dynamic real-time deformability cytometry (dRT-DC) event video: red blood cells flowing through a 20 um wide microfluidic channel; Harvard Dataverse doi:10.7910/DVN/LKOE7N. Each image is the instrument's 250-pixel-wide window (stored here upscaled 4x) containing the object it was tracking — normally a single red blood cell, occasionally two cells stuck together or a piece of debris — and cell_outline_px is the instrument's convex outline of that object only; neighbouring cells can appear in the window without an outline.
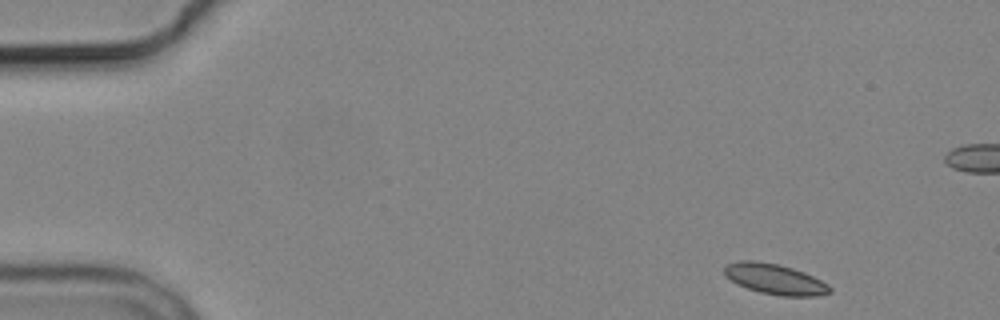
{"species": "common noctule bat (a hibernating species)", "species_latin": "Nyctalus noctula", "temperature_condition": "cold", "stored_images_in_passage": 5, "camera_frame_rate_fps": 3000, "um_per_image_px": 0.085, "animal": {"sex": "male", "body_mass_g": 19.2, "forearm_length_mm": 51.8}, "frame": {"image": 1, "passage_image": 1, "time_ms": 0.0, "image_size_px": [1000, 320], "cell_outline_px": [[832, 292], [820, 296], [780, 296], [760, 292], [736, 284], [724, 276], [724, 268], [728, 264], [740, 260], [756, 260], [776, 264], [792, 268], [804, 272], [828, 284], [832, 288]], "centroid_in_image_um": [65.87, 23.73], "position_along_channel_um": 19.1, "area_um2": 18.79}}